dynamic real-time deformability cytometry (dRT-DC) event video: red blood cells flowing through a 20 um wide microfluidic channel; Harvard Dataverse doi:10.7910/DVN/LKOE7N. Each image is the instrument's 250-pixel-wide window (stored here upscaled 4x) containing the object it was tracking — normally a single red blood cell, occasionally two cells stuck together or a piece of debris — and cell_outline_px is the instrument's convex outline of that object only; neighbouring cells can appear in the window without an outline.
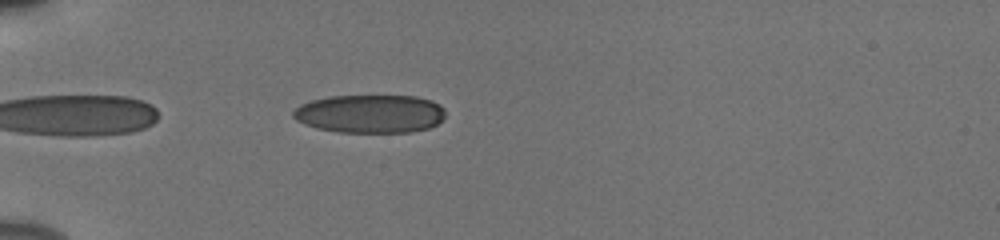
{"species": "human", "species_latin": "Homo sapiens", "temperature_condition": "cold", "stored_images_in_passage": 40, "camera_frame_rate_fps": 3000, "um_per_image_px": 0.085, "donor": {"sex": "male"}, "frame": {"image": 1, "passage_image": 3, "time_ms": 0.667, "image_size_px": [1000, 240], "cell_outline_px": [[444, 120], [428, 128], [412, 132], [336, 132], [316, 128], [304, 124], [296, 120], [292, 116], [292, 112], [300, 104], [312, 100], [328, 96], [416, 96], [432, 100], [440, 104], [444, 108]], "centroid_in_image_um": [31.46, 9.67], "position_along_channel_um": 53.5, "area_um2": 34.28}}
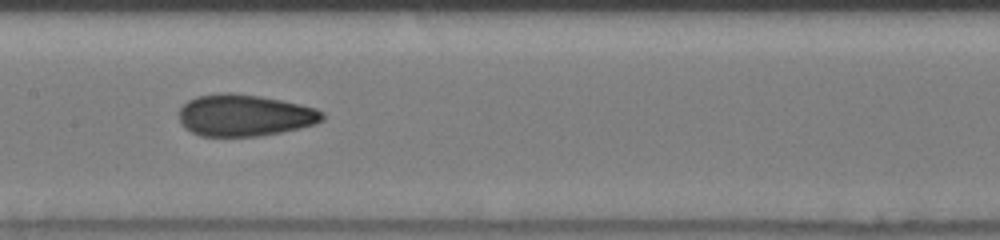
{"frame": {"image": 2, "passage_image": 15, "time_ms": 4.667, "image_size_px": [1000, 240], "cell_outline_px": [[324, 120], [316, 124], [300, 128], [280, 132], [256, 136], [200, 136], [184, 128], [180, 124], [180, 108], [188, 100], [196, 96], [220, 92], [232, 92], [260, 96], [300, 104], [316, 108], [324, 112]], "centroid_in_image_um": [20.79, 9.79], "position_along_channel_um": 186.6, "area_um2": 35.08}}
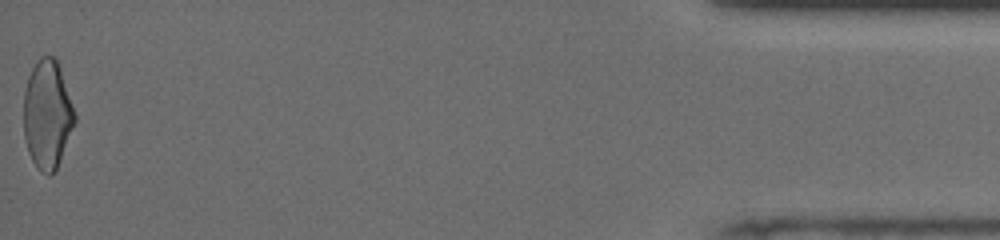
{"frame": {"image": 3, "passage_image": 40, "time_ms": 13.0, "image_size_px": [1000, 240], "cell_outline_px": [[76, 120], [60, 160], [56, 168], [48, 176], [40, 172], [36, 168], [28, 152], [24, 136], [24, 92], [28, 76], [36, 60], [40, 56], [52, 56], [56, 60], [60, 68], [76, 116]], "centroid_in_image_um": [4.0, 9.74], "position_along_channel_um": 431.2, "area_um2": 32.19}, "authors_computed_cell_mechanics": {"area_um2": 33.8708, "velocity_mm_per_s": 3.8859, "shape_relaxation_time_tau1_ms": 8.8933, "shape_relaxation_time_tau2_ms": 1.659, "deformation_change_tau1": 0.1995, "deformation_change_tau2": 0.0821}}